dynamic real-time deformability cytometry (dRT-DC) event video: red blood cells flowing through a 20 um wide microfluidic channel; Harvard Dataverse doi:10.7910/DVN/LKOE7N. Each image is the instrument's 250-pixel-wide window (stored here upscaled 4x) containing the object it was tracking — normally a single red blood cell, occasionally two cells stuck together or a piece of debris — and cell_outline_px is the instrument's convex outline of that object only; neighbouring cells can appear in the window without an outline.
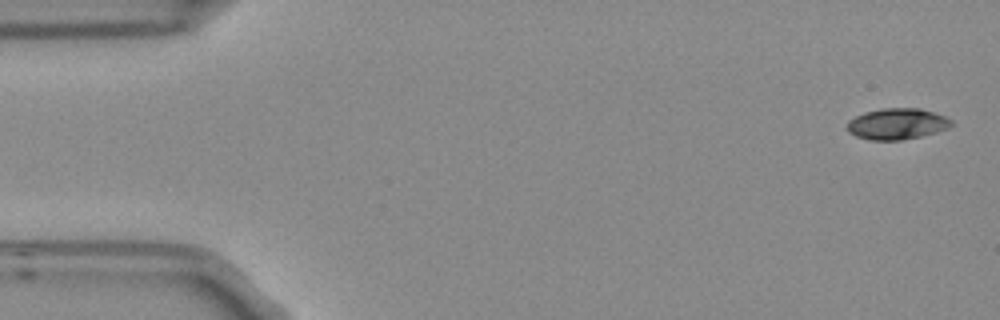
{"species": "Egyptian fruit bat (a non-hibernating species)", "species_latin": "Rousettus aegyptiacus", "temperature_condition": "room temperature", "stored_images_in_passage": 7, "camera_frame_rate_fps": 3000, "um_per_image_px": 0.085, "frame": {"image": 1, "passage_image": 1, "time_ms": 0.0, "image_size_px": [1000, 320], "cell_outline_px": [[952, 124], [948, 128], [936, 132], [920, 136], [900, 140], [868, 140], [856, 136], [848, 132], [848, 120], [856, 116], [880, 108], [920, 108], [944, 116], [952, 120]], "centroid_in_image_um": [76.24, 10.53], "position_along_channel_um": 8.8, "area_um2": 18.73}}